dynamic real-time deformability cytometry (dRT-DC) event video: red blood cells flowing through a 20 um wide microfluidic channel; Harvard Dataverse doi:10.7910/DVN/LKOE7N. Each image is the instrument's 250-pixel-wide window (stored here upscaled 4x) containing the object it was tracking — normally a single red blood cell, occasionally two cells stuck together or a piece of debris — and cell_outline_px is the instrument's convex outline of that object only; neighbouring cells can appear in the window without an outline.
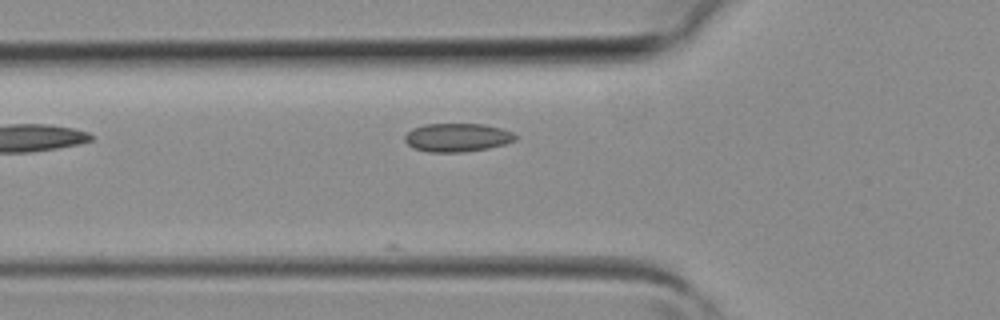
{"species": "common noctule bat (a hibernating species)", "species_latin": "Nyctalus noctula", "temperature_condition": "room temperature", "stored_images_in_passage": 5, "camera_frame_rate_fps": 3000, "um_per_image_px": 0.085, "animal": {"sex": "female", "body_mass_g": 19.3, "forearm_length_mm": 54.1}, "frame": {"image": 1, "passage_image": 5, "time_ms": 1.333, "image_size_px": [1000, 320], "cell_outline_px": [[516, 140], [504, 144], [488, 148], [464, 152], [428, 152], [412, 148], [404, 140], [404, 136], [412, 128], [424, 124], [484, 124], [500, 128], [512, 132], [516, 136]], "centroid_in_image_um": [38.83, 11.69], "position_along_channel_um": 87.0, "area_um2": 18.38}}